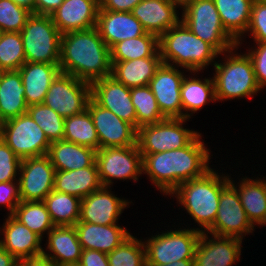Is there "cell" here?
Here are the masks:
<instances>
[{
    "instance_id": "1",
    "label": "cell",
    "mask_w": 266,
    "mask_h": 266,
    "mask_svg": "<svg viewBox=\"0 0 266 266\" xmlns=\"http://www.w3.org/2000/svg\"><path fill=\"white\" fill-rule=\"evenodd\" d=\"M197 135L181 149L141 154L143 173L166 195H170L181 183L201 177L211 168L209 150Z\"/></svg>"
},
{
    "instance_id": "2",
    "label": "cell",
    "mask_w": 266,
    "mask_h": 266,
    "mask_svg": "<svg viewBox=\"0 0 266 266\" xmlns=\"http://www.w3.org/2000/svg\"><path fill=\"white\" fill-rule=\"evenodd\" d=\"M111 53L96 27L61 34L59 68L89 84L111 76Z\"/></svg>"
},
{
    "instance_id": "3",
    "label": "cell",
    "mask_w": 266,
    "mask_h": 266,
    "mask_svg": "<svg viewBox=\"0 0 266 266\" xmlns=\"http://www.w3.org/2000/svg\"><path fill=\"white\" fill-rule=\"evenodd\" d=\"M229 181V176L220 177L210 169L201 177L181 183L171 194L176 195L179 204L208 232L217 216L221 190Z\"/></svg>"
},
{
    "instance_id": "4",
    "label": "cell",
    "mask_w": 266,
    "mask_h": 266,
    "mask_svg": "<svg viewBox=\"0 0 266 266\" xmlns=\"http://www.w3.org/2000/svg\"><path fill=\"white\" fill-rule=\"evenodd\" d=\"M159 53L164 64L188 69L190 72L203 70L220 54L212 45L195 36L180 21L158 38Z\"/></svg>"
},
{
    "instance_id": "5",
    "label": "cell",
    "mask_w": 266,
    "mask_h": 266,
    "mask_svg": "<svg viewBox=\"0 0 266 266\" xmlns=\"http://www.w3.org/2000/svg\"><path fill=\"white\" fill-rule=\"evenodd\" d=\"M181 21L201 40L212 45L220 54L230 55L237 41L225 30L213 0H193L183 7Z\"/></svg>"
},
{
    "instance_id": "6",
    "label": "cell",
    "mask_w": 266,
    "mask_h": 266,
    "mask_svg": "<svg viewBox=\"0 0 266 266\" xmlns=\"http://www.w3.org/2000/svg\"><path fill=\"white\" fill-rule=\"evenodd\" d=\"M226 60L223 64L213 63L216 72L213 77L216 100L251 97L261 90L248 54L229 55Z\"/></svg>"
},
{
    "instance_id": "7",
    "label": "cell",
    "mask_w": 266,
    "mask_h": 266,
    "mask_svg": "<svg viewBox=\"0 0 266 266\" xmlns=\"http://www.w3.org/2000/svg\"><path fill=\"white\" fill-rule=\"evenodd\" d=\"M20 34L26 62L59 64L61 33L50 15L32 13Z\"/></svg>"
},
{
    "instance_id": "8",
    "label": "cell",
    "mask_w": 266,
    "mask_h": 266,
    "mask_svg": "<svg viewBox=\"0 0 266 266\" xmlns=\"http://www.w3.org/2000/svg\"><path fill=\"white\" fill-rule=\"evenodd\" d=\"M0 138L21 160L45 156L51 145L28 113L4 121L0 126Z\"/></svg>"
},
{
    "instance_id": "9",
    "label": "cell",
    "mask_w": 266,
    "mask_h": 266,
    "mask_svg": "<svg viewBox=\"0 0 266 266\" xmlns=\"http://www.w3.org/2000/svg\"><path fill=\"white\" fill-rule=\"evenodd\" d=\"M201 232L205 230L182 229L167 231L145 241L146 264H170L180 260H194Z\"/></svg>"
},
{
    "instance_id": "10",
    "label": "cell",
    "mask_w": 266,
    "mask_h": 266,
    "mask_svg": "<svg viewBox=\"0 0 266 266\" xmlns=\"http://www.w3.org/2000/svg\"><path fill=\"white\" fill-rule=\"evenodd\" d=\"M186 118H166L137 130V144L141 154H154L187 146L199 133L184 129Z\"/></svg>"
},
{
    "instance_id": "11",
    "label": "cell",
    "mask_w": 266,
    "mask_h": 266,
    "mask_svg": "<svg viewBox=\"0 0 266 266\" xmlns=\"http://www.w3.org/2000/svg\"><path fill=\"white\" fill-rule=\"evenodd\" d=\"M96 164L102 186L109 188L113 183L112 179L137 181L143 172L142 155L138 144L101 148L96 153Z\"/></svg>"
},
{
    "instance_id": "12",
    "label": "cell",
    "mask_w": 266,
    "mask_h": 266,
    "mask_svg": "<svg viewBox=\"0 0 266 266\" xmlns=\"http://www.w3.org/2000/svg\"><path fill=\"white\" fill-rule=\"evenodd\" d=\"M90 98L89 83L60 72L52 81L43 103L66 118L86 110Z\"/></svg>"
},
{
    "instance_id": "13",
    "label": "cell",
    "mask_w": 266,
    "mask_h": 266,
    "mask_svg": "<svg viewBox=\"0 0 266 266\" xmlns=\"http://www.w3.org/2000/svg\"><path fill=\"white\" fill-rule=\"evenodd\" d=\"M253 229L254 226L248 220L242 207L237 188L230 180L221 190L217 216L208 231L211 235L235 237L242 240L243 234L252 233Z\"/></svg>"
},
{
    "instance_id": "14",
    "label": "cell",
    "mask_w": 266,
    "mask_h": 266,
    "mask_svg": "<svg viewBox=\"0 0 266 266\" xmlns=\"http://www.w3.org/2000/svg\"><path fill=\"white\" fill-rule=\"evenodd\" d=\"M173 64L162 63L149 82V87L157 100L165 118H190L182 112L181 85L184 75Z\"/></svg>"
},
{
    "instance_id": "15",
    "label": "cell",
    "mask_w": 266,
    "mask_h": 266,
    "mask_svg": "<svg viewBox=\"0 0 266 266\" xmlns=\"http://www.w3.org/2000/svg\"><path fill=\"white\" fill-rule=\"evenodd\" d=\"M55 171L47 155L22 159L17 171L21 201H43L54 189Z\"/></svg>"
},
{
    "instance_id": "16",
    "label": "cell",
    "mask_w": 266,
    "mask_h": 266,
    "mask_svg": "<svg viewBox=\"0 0 266 266\" xmlns=\"http://www.w3.org/2000/svg\"><path fill=\"white\" fill-rule=\"evenodd\" d=\"M87 109L96 128L100 149L137 144V130L131 124L98 105L92 98L88 101Z\"/></svg>"
},
{
    "instance_id": "17",
    "label": "cell",
    "mask_w": 266,
    "mask_h": 266,
    "mask_svg": "<svg viewBox=\"0 0 266 266\" xmlns=\"http://www.w3.org/2000/svg\"><path fill=\"white\" fill-rule=\"evenodd\" d=\"M91 85V98L100 106L112 111L137 130L136 111L132 103L130 88L112 76L96 80Z\"/></svg>"
},
{
    "instance_id": "18",
    "label": "cell",
    "mask_w": 266,
    "mask_h": 266,
    "mask_svg": "<svg viewBox=\"0 0 266 266\" xmlns=\"http://www.w3.org/2000/svg\"><path fill=\"white\" fill-rule=\"evenodd\" d=\"M212 236L214 239H208L206 233L201 232L195 249L194 266H231L240 260L241 239Z\"/></svg>"
},
{
    "instance_id": "19",
    "label": "cell",
    "mask_w": 266,
    "mask_h": 266,
    "mask_svg": "<svg viewBox=\"0 0 266 266\" xmlns=\"http://www.w3.org/2000/svg\"><path fill=\"white\" fill-rule=\"evenodd\" d=\"M126 200L120 199L109 192L108 187L102 186L81 199L80 217L78 222H89L99 225L116 224L127 205Z\"/></svg>"
},
{
    "instance_id": "20",
    "label": "cell",
    "mask_w": 266,
    "mask_h": 266,
    "mask_svg": "<svg viewBox=\"0 0 266 266\" xmlns=\"http://www.w3.org/2000/svg\"><path fill=\"white\" fill-rule=\"evenodd\" d=\"M99 0H64L50 15L61 34L96 27Z\"/></svg>"
},
{
    "instance_id": "21",
    "label": "cell",
    "mask_w": 266,
    "mask_h": 266,
    "mask_svg": "<svg viewBox=\"0 0 266 266\" xmlns=\"http://www.w3.org/2000/svg\"><path fill=\"white\" fill-rule=\"evenodd\" d=\"M96 28L105 44L111 49L116 43L146 33L132 12L99 10Z\"/></svg>"
},
{
    "instance_id": "22",
    "label": "cell",
    "mask_w": 266,
    "mask_h": 266,
    "mask_svg": "<svg viewBox=\"0 0 266 266\" xmlns=\"http://www.w3.org/2000/svg\"><path fill=\"white\" fill-rule=\"evenodd\" d=\"M177 6L171 0H142L131 12L147 33L159 38L181 21L176 12Z\"/></svg>"
},
{
    "instance_id": "23",
    "label": "cell",
    "mask_w": 266,
    "mask_h": 266,
    "mask_svg": "<svg viewBox=\"0 0 266 266\" xmlns=\"http://www.w3.org/2000/svg\"><path fill=\"white\" fill-rule=\"evenodd\" d=\"M0 231L4 235V239L0 240V246L18 261L42 255L43 248L40 245L42 238L12 215L8 216Z\"/></svg>"
},
{
    "instance_id": "24",
    "label": "cell",
    "mask_w": 266,
    "mask_h": 266,
    "mask_svg": "<svg viewBox=\"0 0 266 266\" xmlns=\"http://www.w3.org/2000/svg\"><path fill=\"white\" fill-rule=\"evenodd\" d=\"M78 241L82 249H92L106 254L113 251L131 234L116 224L99 225L77 222L75 225Z\"/></svg>"
},
{
    "instance_id": "25",
    "label": "cell",
    "mask_w": 266,
    "mask_h": 266,
    "mask_svg": "<svg viewBox=\"0 0 266 266\" xmlns=\"http://www.w3.org/2000/svg\"><path fill=\"white\" fill-rule=\"evenodd\" d=\"M28 107L44 102L52 81L60 73L59 64L25 62L18 69Z\"/></svg>"
},
{
    "instance_id": "26",
    "label": "cell",
    "mask_w": 266,
    "mask_h": 266,
    "mask_svg": "<svg viewBox=\"0 0 266 266\" xmlns=\"http://www.w3.org/2000/svg\"><path fill=\"white\" fill-rule=\"evenodd\" d=\"M47 234L50 254L43 250L42 255L57 266L79 264L82 247L74 226H54Z\"/></svg>"
},
{
    "instance_id": "27",
    "label": "cell",
    "mask_w": 266,
    "mask_h": 266,
    "mask_svg": "<svg viewBox=\"0 0 266 266\" xmlns=\"http://www.w3.org/2000/svg\"><path fill=\"white\" fill-rule=\"evenodd\" d=\"M96 153L93 148L59 140L51 143L47 156L55 170L70 171L93 165Z\"/></svg>"
},
{
    "instance_id": "28",
    "label": "cell",
    "mask_w": 266,
    "mask_h": 266,
    "mask_svg": "<svg viewBox=\"0 0 266 266\" xmlns=\"http://www.w3.org/2000/svg\"><path fill=\"white\" fill-rule=\"evenodd\" d=\"M101 187L96 162L91 166L78 170L55 171V191L83 199Z\"/></svg>"
},
{
    "instance_id": "29",
    "label": "cell",
    "mask_w": 266,
    "mask_h": 266,
    "mask_svg": "<svg viewBox=\"0 0 266 266\" xmlns=\"http://www.w3.org/2000/svg\"><path fill=\"white\" fill-rule=\"evenodd\" d=\"M25 88L18 70L0 72V117L4 121L27 113Z\"/></svg>"
},
{
    "instance_id": "30",
    "label": "cell",
    "mask_w": 266,
    "mask_h": 266,
    "mask_svg": "<svg viewBox=\"0 0 266 266\" xmlns=\"http://www.w3.org/2000/svg\"><path fill=\"white\" fill-rule=\"evenodd\" d=\"M162 63L161 57L111 62V76L129 88L149 85L151 78Z\"/></svg>"
},
{
    "instance_id": "31",
    "label": "cell",
    "mask_w": 266,
    "mask_h": 266,
    "mask_svg": "<svg viewBox=\"0 0 266 266\" xmlns=\"http://www.w3.org/2000/svg\"><path fill=\"white\" fill-rule=\"evenodd\" d=\"M225 30L240 44L255 0H213Z\"/></svg>"
},
{
    "instance_id": "32",
    "label": "cell",
    "mask_w": 266,
    "mask_h": 266,
    "mask_svg": "<svg viewBox=\"0 0 266 266\" xmlns=\"http://www.w3.org/2000/svg\"><path fill=\"white\" fill-rule=\"evenodd\" d=\"M241 204L248 220L261 224L266 216V180L242 179L237 189Z\"/></svg>"
},
{
    "instance_id": "33",
    "label": "cell",
    "mask_w": 266,
    "mask_h": 266,
    "mask_svg": "<svg viewBox=\"0 0 266 266\" xmlns=\"http://www.w3.org/2000/svg\"><path fill=\"white\" fill-rule=\"evenodd\" d=\"M110 53L111 62H122L146 57H161L158 37L147 32L139 37L116 43L110 49Z\"/></svg>"
},
{
    "instance_id": "34",
    "label": "cell",
    "mask_w": 266,
    "mask_h": 266,
    "mask_svg": "<svg viewBox=\"0 0 266 266\" xmlns=\"http://www.w3.org/2000/svg\"><path fill=\"white\" fill-rule=\"evenodd\" d=\"M43 202L55 226H74L79 221L80 198L53 189Z\"/></svg>"
},
{
    "instance_id": "35",
    "label": "cell",
    "mask_w": 266,
    "mask_h": 266,
    "mask_svg": "<svg viewBox=\"0 0 266 266\" xmlns=\"http://www.w3.org/2000/svg\"><path fill=\"white\" fill-rule=\"evenodd\" d=\"M63 140L87 146L96 151L100 149L96 128L88 109L64 119Z\"/></svg>"
},
{
    "instance_id": "36",
    "label": "cell",
    "mask_w": 266,
    "mask_h": 266,
    "mask_svg": "<svg viewBox=\"0 0 266 266\" xmlns=\"http://www.w3.org/2000/svg\"><path fill=\"white\" fill-rule=\"evenodd\" d=\"M216 101L214 80L204 79V81L196 78H186L181 85V101L183 111H191L195 113L201 109L208 101Z\"/></svg>"
},
{
    "instance_id": "37",
    "label": "cell",
    "mask_w": 266,
    "mask_h": 266,
    "mask_svg": "<svg viewBox=\"0 0 266 266\" xmlns=\"http://www.w3.org/2000/svg\"><path fill=\"white\" fill-rule=\"evenodd\" d=\"M12 216L41 238L55 226L43 201H21Z\"/></svg>"
},
{
    "instance_id": "38",
    "label": "cell",
    "mask_w": 266,
    "mask_h": 266,
    "mask_svg": "<svg viewBox=\"0 0 266 266\" xmlns=\"http://www.w3.org/2000/svg\"><path fill=\"white\" fill-rule=\"evenodd\" d=\"M130 95L137 117V130L145 125L165 120L149 85L130 88Z\"/></svg>"
},
{
    "instance_id": "39",
    "label": "cell",
    "mask_w": 266,
    "mask_h": 266,
    "mask_svg": "<svg viewBox=\"0 0 266 266\" xmlns=\"http://www.w3.org/2000/svg\"><path fill=\"white\" fill-rule=\"evenodd\" d=\"M25 62L20 32H0V72L16 71Z\"/></svg>"
},
{
    "instance_id": "40",
    "label": "cell",
    "mask_w": 266,
    "mask_h": 266,
    "mask_svg": "<svg viewBox=\"0 0 266 266\" xmlns=\"http://www.w3.org/2000/svg\"><path fill=\"white\" fill-rule=\"evenodd\" d=\"M144 244L130 235L107 254L109 266H147Z\"/></svg>"
},
{
    "instance_id": "41",
    "label": "cell",
    "mask_w": 266,
    "mask_h": 266,
    "mask_svg": "<svg viewBox=\"0 0 266 266\" xmlns=\"http://www.w3.org/2000/svg\"><path fill=\"white\" fill-rule=\"evenodd\" d=\"M27 113L41 127L49 142L63 140L64 117L44 103L29 106Z\"/></svg>"
},
{
    "instance_id": "42",
    "label": "cell",
    "mask_w": 266,
    "mask_h": 266,
    "mask_svg": "<svg viewBox=\"0 0 266 266\" xmlns=\"http://www.w3.org/2000/svg\"><path fill=\"white\" fill-rule=\"evenodd\" d=\"M31 14L12 0H0V32H21Z\"/></svg>"
},
{
    "instance_id": "43",
    "label": "cell",
    "mask_w": 266,
    "mask_h": 266,
    "mask_svg": "<svg viewBox=\"0 0 266 266\" xmlns=\"http://www.w3.org/2000/svg\"><path fill=\"white\" fill-rule=\"evenodd\" d=\"M256 43H266V1L255 0L250 14L248 29Z\"/></svg>"
},
{
    "instance_id": "44",
    "label": "cell",
    "mask_w": 266,
    "mask_h": 266,
    "mask_svg": "<svg viewBox=\"0 0 266 266\" xmlns=\"http://www.w3.org/2000/svg\"><path fill=\"white\" fill-rule=\"evenodd\" d=\"M21 159L0 138V182L14 181L20 170Z\"/></svg>"
},
{
    "instance_id": "45",
    "label": "cell",
    "mask_w": 266,
    "mask_h": 266,
    "mask_svg": "<svg viewBox=\"0 0 266 266\" xmlns=\"http://www.w3.org/2000/svg\"><path fill=\"white\" fill-rule=\"evenodd\" d=\"M256 47L253 51L248 52V56L251 58L255 78L258 86L262 89L266 86V43H256Z\"/></svg>"
},
{
    "instance_id": "46",
    "label": "cell",
    "mask_w": 266,
    "mask_h": 266,
    "mask_svg": "<svg viewBox=\"0 0 266 266\" xmlns=\"http://www.w3.org/2000/svg\"><path fill=\"white\" fill-rule=\"evenodd\" d=\"M21 202L19 180L16 184L13 181L0 182V204L6 205L10 211L9 215L14 213L15 208Z\"/></svg>"
},
{
    "instance_id": "47",
    "label": "cell",
    "mask_w": 266,
    "mask_h": 266,
    "mask_svg": "<svg viewBox=\"0 0 266 266\" xmlns=\"http://www.w3.org/2000/svg\"><path fill=\"white\" fill-rule=\"evenodd\" d=\"M80 266H109L107 254L92 249H82Z\"/></svg>"
},
{
    "instance_id": "48",
    "label": "cell",
    "mask_w": 266,
    "mask_h": 266,
    "mask_svg": "<svg viewBox=\"0 0 266 266\" xmlns=\"http://www.w3.org/2000/svg\"><path fill=\"white\" fill-rule=\"evenodd\" d=\"M142 0H99V10L131 12Z\"/></svg>"
},
{
    "instance_id": "49",
    "label": "cell",
    "mask_w": 266,
    "mask_h": 266,
    "mask_svg": "<svg viewBox=\"0 0 266 266\" xmlns=\"http://www.w3.org/2000/svg\"><path fill=\"white\" fill-rule=\"evenodd\" d=\"M64 0H35V14L51 15Z\"/></svg>"
},
{
    "instance_id": "50",
    "label": "cell",
    "mask_w": 266,
    "mask_h": 266,
    "mask_svg": "<svg viewBox=\"0 0 266 266\" xmlns=\"http://www.w3.org/2000/svg\"><path fill=\"white\" fill-rule=\"evenodd\" d=\"M18 266H57L44 255L25 258L18 261Z\"/></svg>"
},
{
    "instance_id": "51",
    "label": "cell",
    "mask_w": 266,
    "mask_h": 266,
    "mask_svg": "<svg viewBox=\"0 0 266 266\" xmlns=\"http://www.w3.org/2000/svg\"><path fill=\"white\" fill-rule=\"evenodd\" d=\"M0 266H18V260L0 246Z\"/></svg>"
},
{
    "instance_id": "52",
    "label": "cell",
    "mask_w": 266,
    "mask_h": 266,
    "mask_svg": "<svg viewBox=\"0 0 266 266\" xmlns=\"http://www.w3.org/2000/svg\"><path fill=\"white\" fill-rule=\"evenodd\" d=\"M18 6H21L31 13L35 14V0H12Z\"/></svg>"
},
{
    "instance_id": "53",
    "label": "cell",
    "mask_w": 266,
    "mask_h": 266,
    "mask_svg": "<svg viewBox=\"0 0 266 266\" xmlns=\"http://www.w3.org/2000/svg\"><path fill=\"white\" fill-rule=\"evenodd\" d=\"M147 266H194V260H180L170 264H146Z\"/></svg>"
},
{
    "instance_id": "54",
    "label": "cell",
    "mask_w": 266,
    "mask_h": 266,
    "mask_svg": "<svg viewBox=\"0 0 266 266\" xmlns=\"http://www.w3.org/2000/svg\"><path fill=\"white\" fill-rule=\"evenodd\" d=\"M173 3L177 4L178 6H181L183 8L187 3L193 1V0H171Z\"/></svg>"
},
{
    "instance_id": "55",
    "label": "cell",
    "mask_w": 266,
    "mask_h": 266,
    "mask_svg": "<svg viewBox=\"0 0 266 266\" xmlns=\"http://www.w3.org/2000/svg\"><path fill=\"white\" fill-rule=\"evenodd\" d=\"M265 224H266V216H265L263 222L260 225H265Z\"/></svg>"
},
{
    "instance_id": "56",
    "label": "cell",
    "mask_w": 266,
    "mask_h": 266,
    "mask_svg": "<svg viewBox=\"0 0 266 266\" xmlns=\"http://www.w3.org/2000/svg\"><path fill=\"white\" fill-rule=\"evenodd\" d=\"M66 266H80L79 264H74V265H66Z\"/></svg>"
}]
</instances>
